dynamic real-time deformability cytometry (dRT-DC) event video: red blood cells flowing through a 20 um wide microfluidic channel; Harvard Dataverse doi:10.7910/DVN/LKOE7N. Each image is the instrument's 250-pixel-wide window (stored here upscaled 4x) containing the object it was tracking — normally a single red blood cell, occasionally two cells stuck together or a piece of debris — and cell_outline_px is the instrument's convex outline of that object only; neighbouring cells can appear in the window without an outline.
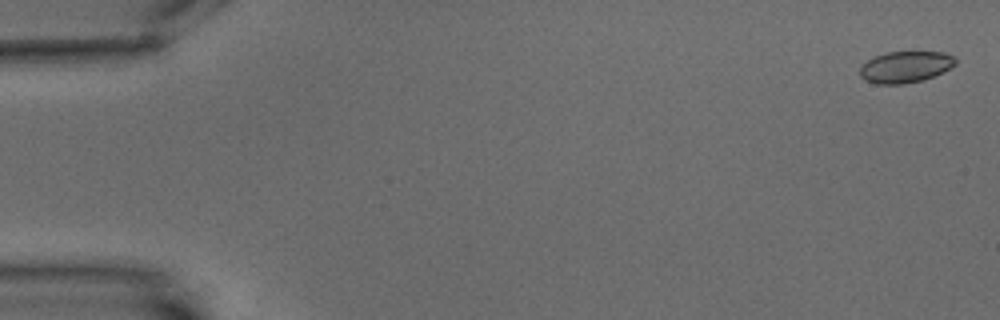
{"species": "common noctule bat (a hibernating species)", "species_latin": "Nyctalus noctula", "temperature_condition": "warm", "stored_images_in_passage": 5, "camera_frame_rate_fps": 3000, "um_per_image_px": 0.085, "animal": {"sex": "male", "body_mass_g": 15.6}, "frame": {"image": 1, "passage_image": 1, "time_ms": 0.0, "image_size_px": [1000, 320], "cell_outline_px": [[956, 64], [924, 80], [904, 84], [876, 84], [864, 80], [860, 76], [860, 68], [868, 60], [876, 56], [888, 52], [944, 52], [952, 56], [956, 60]], "centroid_in_image_um": [76.93, 5.7], "position_along_channel_um": 8.1, "area_um2": 17.28}}